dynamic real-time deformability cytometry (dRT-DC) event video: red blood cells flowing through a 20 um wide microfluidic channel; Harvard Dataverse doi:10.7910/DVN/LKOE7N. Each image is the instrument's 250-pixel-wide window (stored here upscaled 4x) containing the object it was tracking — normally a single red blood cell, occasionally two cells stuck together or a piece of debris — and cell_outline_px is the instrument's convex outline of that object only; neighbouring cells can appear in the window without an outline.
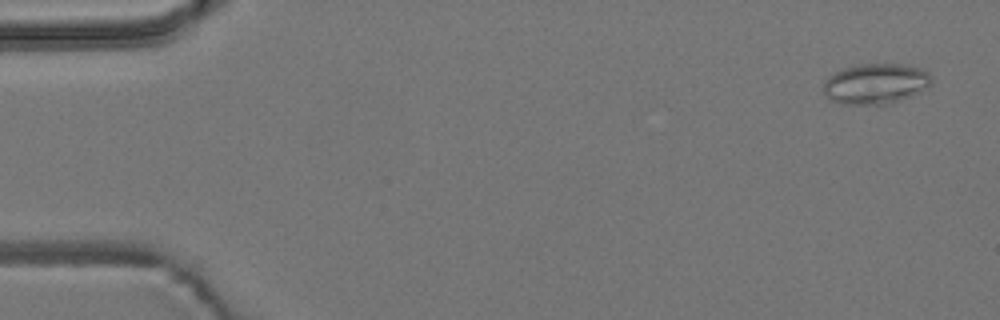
{"species": "common noctule bat (a hibernating species)", "species_latin": "Nyctalus noctula", "temperature_condition": "room temperature", "stored_images_in_passage": 6, "camera_frame_rate_fps": 3000, "um_per_image_px": 0.085, "animal": {"sex": "male", "body_mass_g": 19.2, "forearm_length_mm": 51.8}, "frame": {"image": 1, "passage_image": 1, "time_ms": 0.0, "image_size_px": [1000, 320], "cell_outline_px": [[932, 84], [912, 96], [884, 104], [840, 104], [832, 100], [824, 92], [824, 80], [828, 76], [840, 68], [860, 64], [908, 64], [920, 68], [928, 72], [932, 76]], "centroid_in_image_um": [74.43, 7.09], "position_along_channel_um": 10.6, "area_um2": 25.61}}